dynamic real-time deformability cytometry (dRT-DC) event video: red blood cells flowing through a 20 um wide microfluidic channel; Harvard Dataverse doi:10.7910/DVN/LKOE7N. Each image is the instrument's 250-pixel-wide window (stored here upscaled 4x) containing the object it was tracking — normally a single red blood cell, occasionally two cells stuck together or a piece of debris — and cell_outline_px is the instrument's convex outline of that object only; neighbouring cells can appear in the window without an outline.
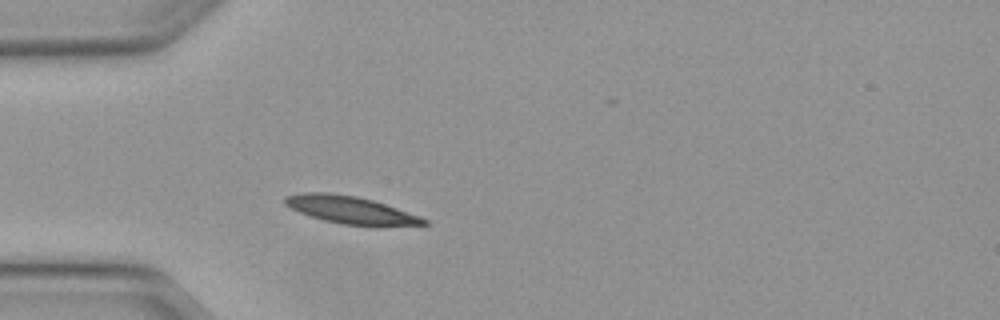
{"species": "Egyptian fruit bat (a non-hibernating species)", "species_latin": "Rousettus aegyptiacus", "temperature_condition": "warm", "stored_images_in_passage": 27, "camera_frame_rate_fps": 3000, "um_per_image_px": 0.085, "animal": {"sex": "female"}, "frame": {"image": 1, "passage_image": 1, "time_ms": 0.0, "image_size_px": [1000, 320], "cell_outline_px": [[428, 224], [376, 228], [372, 228], [340, 224], [324, 220], [300, 212], [284, 204], [284, 196], [304, 192], [328, 192], [356, 196], [372, 200], [420, 216], [428, 220]], "centroid_in_image_um": [29.86, 17.88], "position_along_channel_um": 55.1, "area_um2": 22.72}}
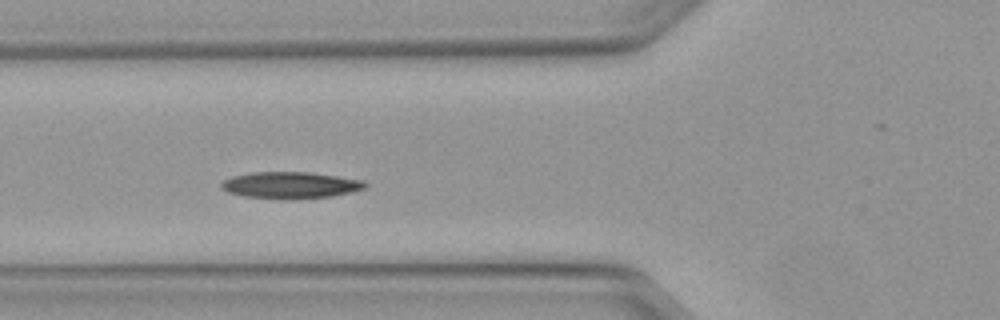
{"frame": {"image": 2, "passage_image": 5, "time_ms": 1.333, "image_size_px": [1000, 320], "cell_outline_px": [[368, 188], [352, 192], [332, 196], [288, 200], [280, 200], [244, 196], [228, 192], [220, 188], [220, 184], [224, 180], [232, 176], [252, 172], [312, 172], [364, 180], [368, 184]], "centroid_in_image_um": [24.72, 15.74], "position_along_channel_um": 101.1, "area_um2": 22.77}, "authors_computed_cell_mechanics": {"area_um2": 21.3282, "velocity_mm_per_s": 4.0577, "shape_relaxation_time_tau1_ms": 4.6757, "shape_relaxation_time_tau2_ms": null, "deformation_change_tau1": 0.1274, "deformation_change_tau2": null}}